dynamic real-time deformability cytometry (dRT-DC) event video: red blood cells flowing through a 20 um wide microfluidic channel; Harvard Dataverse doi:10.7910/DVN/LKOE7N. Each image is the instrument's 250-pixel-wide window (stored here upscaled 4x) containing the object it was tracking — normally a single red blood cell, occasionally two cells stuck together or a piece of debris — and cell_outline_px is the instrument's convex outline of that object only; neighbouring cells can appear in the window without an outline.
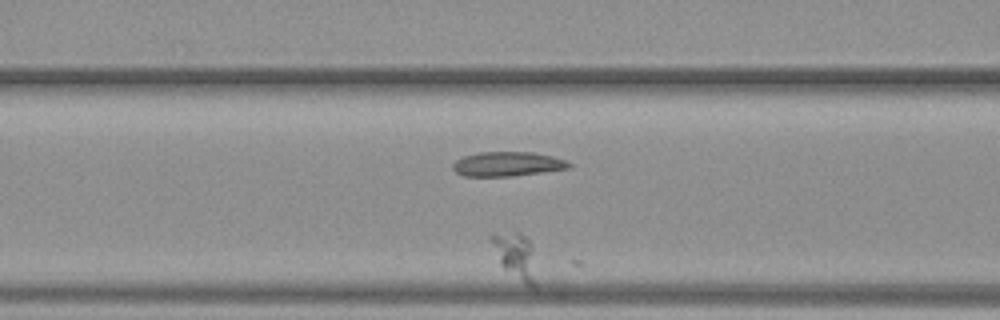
{"species": "common noctule bat (a hibernating species)", "species_latin": "Nyctalus noctula", "temperature_condition": "warm", "stored_images_in_passage": 46, "camera_frame_rate_fps": 3000, "um_per_image_px": 0.085, "animal": {"sex": "female", "body_mass_g": 19.3, "forearm_length_mm": 54.1}, "frame": {"image": 1, "passage_image": 21, "time_ms": 6.667, "image_size_px": [1000, 320], "cell_outline_px": [[536, 292], [528, 288], [504, 268], [500, 264], [488, 240], [488, 236], [492, 232], [520, 232], [532, 244], [536, 284]], "centroid_in_image_um": [43.79, 21.76], "position_along_channel_um": 122.8, "area_um2": 12.54}}
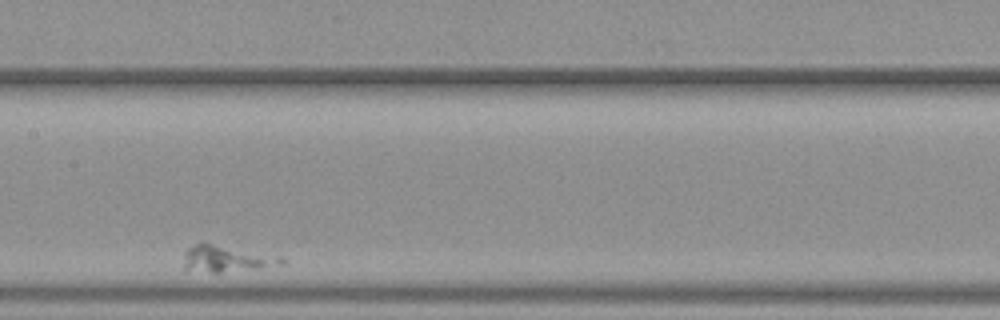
{"frame": {"image": 2, "passage_image": 28, "time_ms": 9.0, "image_size_px": [1000, 320], "cell_outline_px": [[288, 260], [284, 264], [260, 268], [220, 272], [184, 272], [184, 252], [188, 248], [204, 240], [280, 256]], "centroid_in_image_um": [19.22, 21.96], "position_along_channel_um": 188.2, "area_um2": 15.95}}
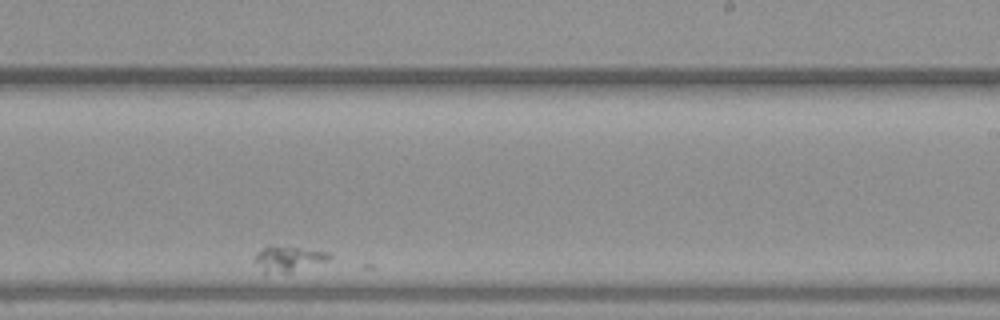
{"frame": {"image": 3, "passage_image": 36, "time_ms": 11.667, "image_size_px": [1000, 320], "cell_outline_px": [[332, 256], [328, 260], [288, 272], [264, 272], [252, 260], [268, 244], [328, 252]], "centroid_in_image_um": [24.48, 21.97], "position_along_channel_um": 264.5, "area_um2": 10.58}}